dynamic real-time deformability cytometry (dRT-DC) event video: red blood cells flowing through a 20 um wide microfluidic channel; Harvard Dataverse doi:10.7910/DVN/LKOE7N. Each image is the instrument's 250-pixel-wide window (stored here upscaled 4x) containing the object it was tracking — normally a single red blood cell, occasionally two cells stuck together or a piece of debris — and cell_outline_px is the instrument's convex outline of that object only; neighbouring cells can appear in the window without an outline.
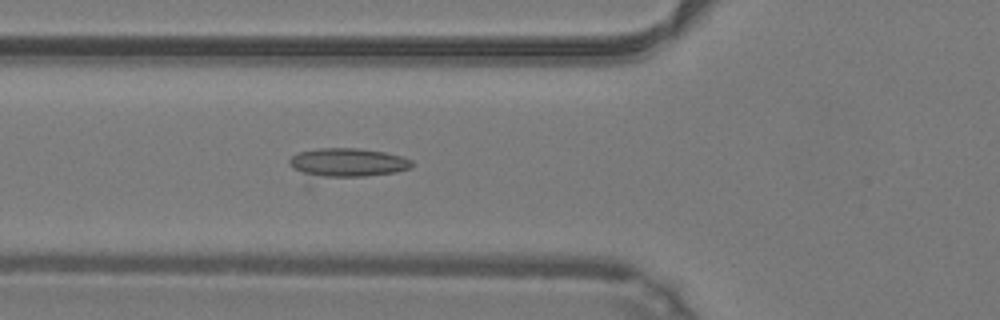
{"species": "common noctule bat (a hibernating species)", "species_latin": "Nyctalus noctula", "temperature_condition": "warm", "stored_images_in_passage": 19, "camera_frame_rate_fps": 3000, "um_per_image_px": 0.085, "animal": {"sex": "male", "body_mass_g": 19.2, "forearm_length_mm": 51.8}, "frame": {"image": 1, "passage_image": 4, "time_ms": 1.0, "image_size_px": [1000, 320], "cell_outline_px": [[412, 168], [396, 172], [308, 188], [304, 188], [292, 168], [288, 160], [292, 156], [300, 152], [320, 148], [356, 148], [384, 152], [400, 156], [412, 160]], "centroid_in_image_um": [29.23, 14.05], "position_along_channel_um": 96.6, "area_um2": 24.22}}
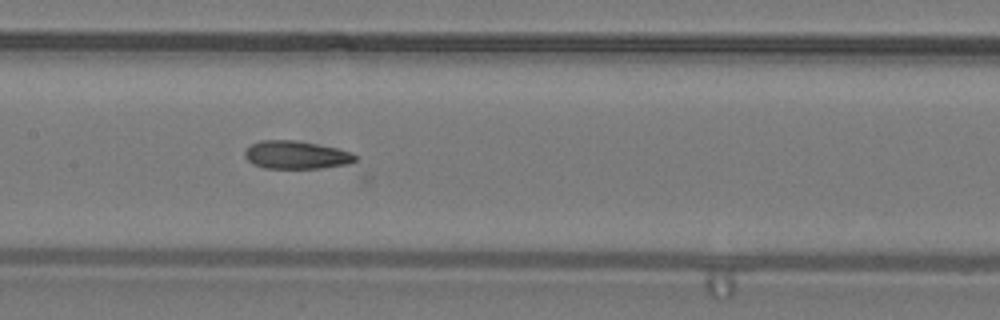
{"frame": {"image": 2, "passage_image": 10, "time_ms": 3.0, "image_size_px": [1000, 320], "cell_outline_px": [[356, 160], [348, 164], [320, 168], [264, 168], [252, 164], [244, 156], [244, 152], [252, 144], [260, 140], [296, 140], [336, 148], [352, 152], [356, 156]], "centroid_in_image_um": [25.16, 13.17], "position_along_channel_um": 182.2, "area_um2": 17.98}}
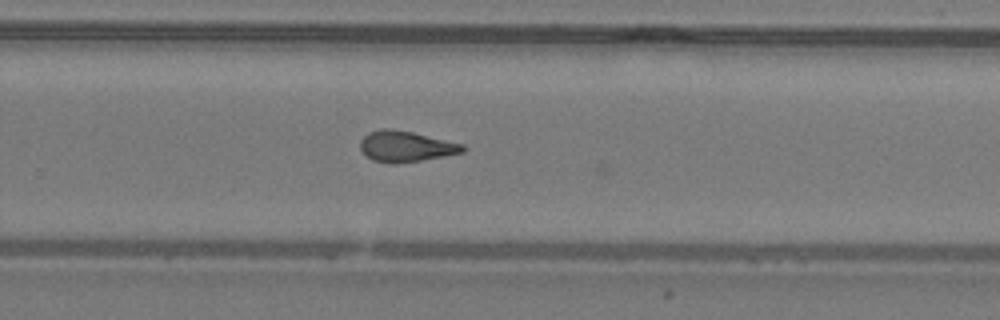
{"frame": {"image": 3, "passage_image": 18, "time_ms": 5.667, "image_size_px": [1000, 320], "cell_outline_px": [[468, 148], [464, 152], [444, 156], [396, 164], [392, 164], [372, 160], [360, 148], [360, 140], [368, 132], [384, 128], [388, 128], [412, 132], [464, 144]], "centroid_in_image_um": [34.51, 12.44], "position_along_channel_um": 295.3, "area_um2": 18.38}}